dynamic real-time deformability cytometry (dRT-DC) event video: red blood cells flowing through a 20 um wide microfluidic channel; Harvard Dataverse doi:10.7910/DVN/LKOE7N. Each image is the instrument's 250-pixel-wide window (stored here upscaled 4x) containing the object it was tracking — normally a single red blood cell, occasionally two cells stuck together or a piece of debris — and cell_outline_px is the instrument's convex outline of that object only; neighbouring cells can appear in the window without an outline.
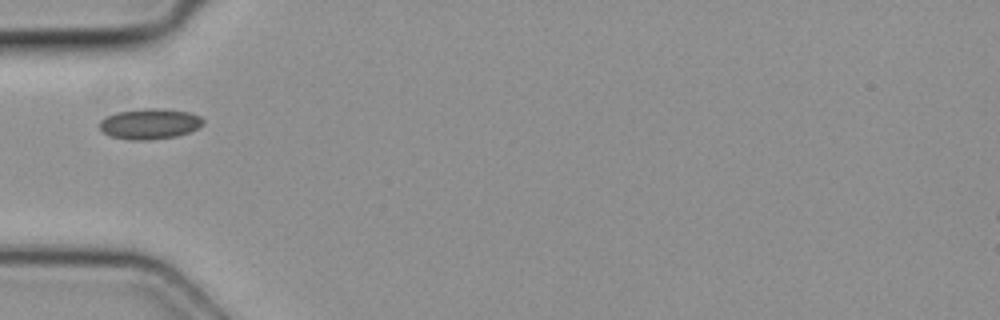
{"species": "common noctule bat (a hibernating species)", "species_latin": "Nyctalus noctula", "temperature_condition": "cold", "stored_images_in_passage": 5, "camera_frame_rate_fps": 3000, "um_per_image_px": 0.085, "animal": {"sex": "female", "body_mass_g": 19.3, "forearm_length_mm": 54.1}, "frame": {"image": 1, "passage_image": 4, "time_ms": 1.0, "image_size_px": [1000, 320], "cell_outline_px": [[204, 124], [188, 132], [176, 136], [144, 140], [132, 140], [112, 136], [104, 132], [100, 128], [100, 120], [116, 112], [144, 108], [160, 108], [188, 112], [200, 116], [204, 120]], "centroid_in_image_um": [12.74, 10.51], "position_along_channel_um": 72.3, "area_um2": 18.21}}
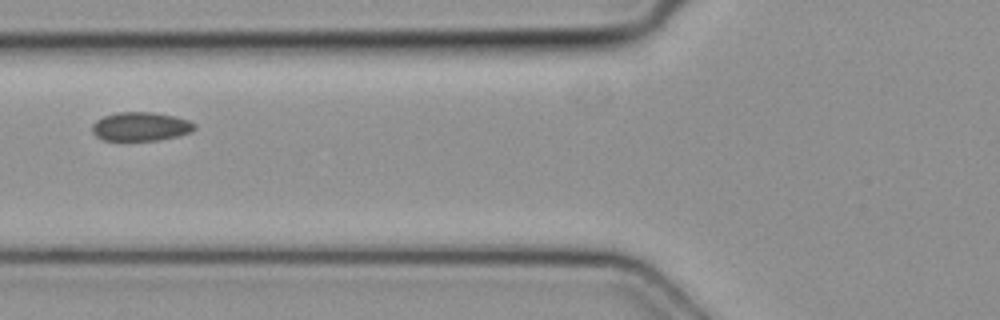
{"frame": {"image": 2, "passage_image": 5, "time_ms": 1.333, "image_size_px": [1000, 320], "cell_outline_px": [[196, 128], [192, 132], [176, 136], [156, 140], [104, 140], [96, 136], [92, 132], [92, 124], [96, 120], [104, 116], [116, 112], [152, 112], [176, 116], [188, 120], [196, 124]], "centroid_in_image_um": [11.96, 10.74], "position_along_channel_um": 113.8, "area_um2": 17.22}}